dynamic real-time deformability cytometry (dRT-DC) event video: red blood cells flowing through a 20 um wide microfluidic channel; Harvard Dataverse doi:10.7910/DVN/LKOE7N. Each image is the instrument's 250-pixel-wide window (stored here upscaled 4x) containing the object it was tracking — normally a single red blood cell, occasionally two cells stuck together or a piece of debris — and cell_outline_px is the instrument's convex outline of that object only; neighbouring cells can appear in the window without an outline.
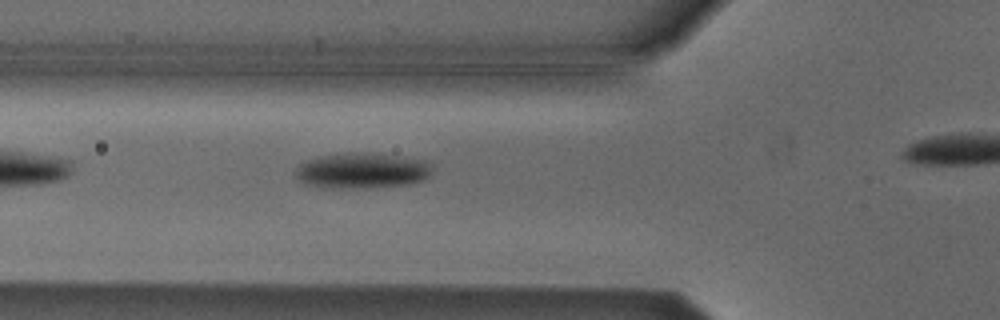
{"species": "Egyptian fruit bat (a non-hibernating species)", "species_latin": "Rousettus aegyptiacus", "temperature_condition": "cold", "stored_images_in_passage": 6, "segment_of_instrument_passage": [1, 2], "camera_frame_rate_fps": 3000, "um_per_image_px": 0.085, "animal": {"sex": "male"}, "frame": {"image": 1, "passage_image": 5, "time_ms": 1.333, "image_size_px": [1000, 320], "cell_outline_px": [[432, 164], [428, 176], [424, 180], [408, 184], [368, 188], [324, 188], [304, 184], [296, 180], [292, 172], [300, 164], [308, 160], [320, 156], [348, 152], [364, 152], [424, 160]], "centroid_in_image_um": [30.69, 14.52], "position_along_channel_um": 95.1, "area_um2": 28.61}}